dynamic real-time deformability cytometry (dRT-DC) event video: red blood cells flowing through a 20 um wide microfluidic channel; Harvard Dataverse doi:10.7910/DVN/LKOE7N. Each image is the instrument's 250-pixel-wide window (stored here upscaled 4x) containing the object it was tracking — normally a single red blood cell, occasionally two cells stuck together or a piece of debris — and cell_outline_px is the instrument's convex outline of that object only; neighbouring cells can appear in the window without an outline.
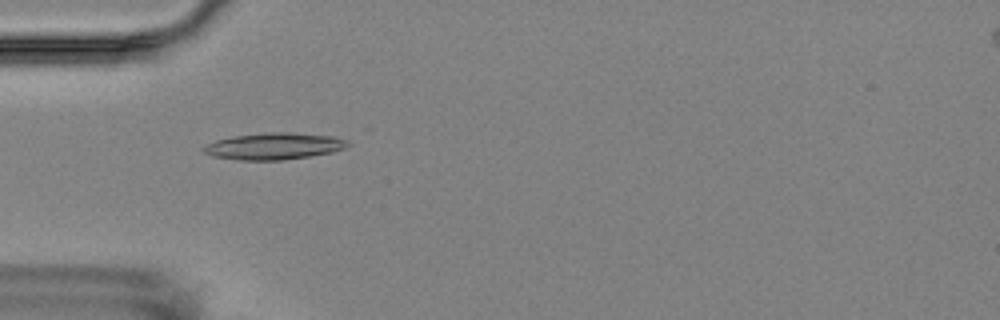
{"species": "Egyptian fruit bat (a non-hibernating species)", "species_latin": "Rousettus aegyptiacus", "temperature_condition": "room temperature", "stored_images_in_passage": 7, "camera_frame_rate_fps": 3000, "um_per_image_px": 0.085, "animal": {"sex": "female"}, "frame": {"image": 1, "passage_image": 6, "time_ms": 6.0, "image_size_px": [1000, 320], "cell_outline_px": [[352, 144], [344, 148], [332, 152], [284, 160], [240, 160], [212, 156], [204, 152], [200, 148], [216, 140], [232, 136], [268, 132], [288, 132], [332, 136], [348, 140]], "centroid_in_image_um": [23.29, 12.42], "position_along_channel_um": 61.7, "area_um2": 22.43}}